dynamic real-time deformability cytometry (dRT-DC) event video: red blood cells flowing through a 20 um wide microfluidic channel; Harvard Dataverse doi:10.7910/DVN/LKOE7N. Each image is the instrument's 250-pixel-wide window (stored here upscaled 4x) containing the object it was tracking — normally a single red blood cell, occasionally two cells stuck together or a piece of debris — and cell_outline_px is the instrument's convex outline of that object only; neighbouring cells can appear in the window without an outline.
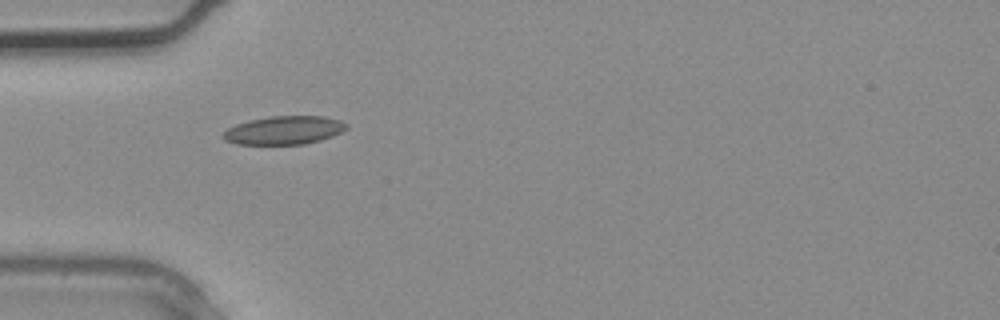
{"species": "common noctule bat (a hibernating species)", "species_latin": "Nyctalus noctula", "temperature_condition": "warm", "stored_images_in_passage": 1, "camera_frame_rate_fps": 3000, "um_per_image_px": 0.085, "animal": {"sex": "male", "body_mass_g": 20.4}, "frame": {"image": 1, "passage_image": 1, "time_ms": 0.0, "image_size_px": [1000, 320], "cell_outline_px": [[348, 128], [332, 136], [320, 140], [304, 144], [236, 144], [224, 140], [220, 136], [228, 128], [236, 124], [252, 120], [272, 116], [324, 116], [340, 120], [348, 124]], "centroid_in_image_um": [24.15, 11.07], "position_along_channel_um": 60.9, "area_um2": 20.35}}